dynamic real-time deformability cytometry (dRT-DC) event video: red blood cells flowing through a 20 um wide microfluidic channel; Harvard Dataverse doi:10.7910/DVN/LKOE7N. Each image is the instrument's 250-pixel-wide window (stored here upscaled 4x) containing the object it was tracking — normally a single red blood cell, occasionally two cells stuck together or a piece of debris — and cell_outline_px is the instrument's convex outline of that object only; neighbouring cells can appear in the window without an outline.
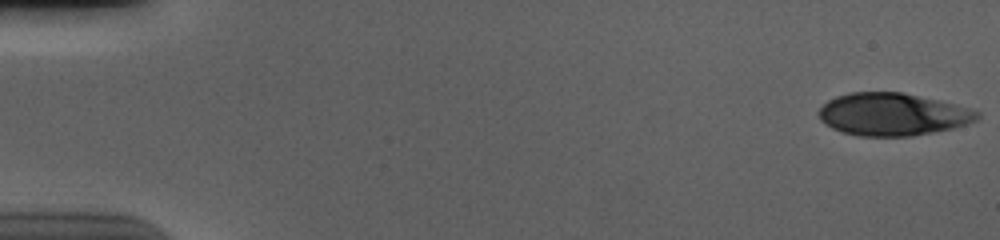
{"species": "human", "species_latin": "Homo sapiens", "temperature_condition": "cold", "stored_images_in_passage": 56, "camera_frame_rate_fps": 3000, "um_per_image_px": 0.085, "donor": {"sex": "male"}, "frame": {"image": 1, "passage_image": 1, "time_ms": 0.0, "image_size_px": [1000, 240], "cell_outline_px": [[980, 116], [976, 120], [952, 128], [912, 136], [860, 136], [840, 132], [824, 124], [820, 120], [816, 112], [828, 100], [836, 96], [852, 92], [904, 92], [940, 100], [968, 108], [980, 112]], "centroid_in_image_um": [75.82, 9.71], "position_along_channel_um": 9.2, "area_um2": 39.36}}
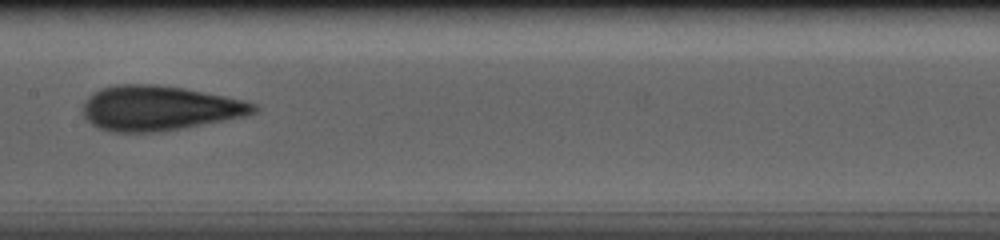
{"frame": {"image": 2, "passage_image": 29, "time_ms": 9.333, "image_size_px": [1000, 240], "cell_outline_px": [[260, 108], [256, 112], [244, 116], [224, 120], [180, 128], [156, 132], [112, 132], [96, 128], [84, 116], [84, 100], [88, 96], [100, 88], [116, 84], [156, 84], [184, 88], [244, 100], [256, 104]], "centroid_in_image_um": [13.51, 9.18], "position_along_channel_um": 193.9, "area_um2": 44.56}}
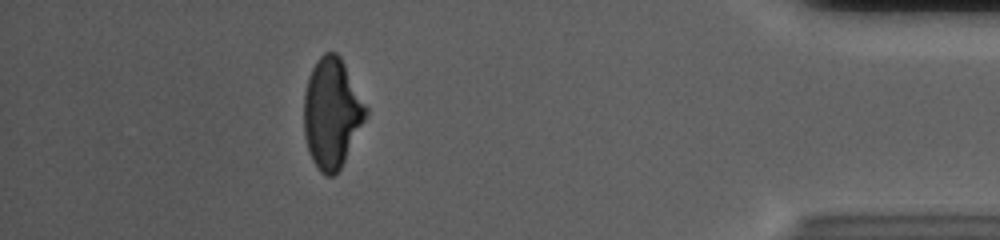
{"frame": {"image": 3, "passage_image": 50, "time_ms": 16.333, "image_size_px": [1000, 240], "cell_outline_px": [[368, 116], [340, 168], [332, 176], [324, 176], [320, 172], [312, 160], [308, 152], [304, 136], [304, 92], [308, 76], [316, 60], [324, 52], [336, 52], [340, 56], [368, 108]], "centroid_in_image_um": [28.19, 9.61], "position_along_channel_um": 407.0, "area_um2": 39.88}, "authors_computed_cell_mechanics": {"area_um2": 42.3963, "velocity_mm_per_s": 3.7065, "shape_relaxation_time_tau1_ms": 4.6746, "shape_relaxation_time_tau2_ms": 1.4586, "deformation_change_tau1": 0.1593, "deformation_change_tau2": 0.0905}}